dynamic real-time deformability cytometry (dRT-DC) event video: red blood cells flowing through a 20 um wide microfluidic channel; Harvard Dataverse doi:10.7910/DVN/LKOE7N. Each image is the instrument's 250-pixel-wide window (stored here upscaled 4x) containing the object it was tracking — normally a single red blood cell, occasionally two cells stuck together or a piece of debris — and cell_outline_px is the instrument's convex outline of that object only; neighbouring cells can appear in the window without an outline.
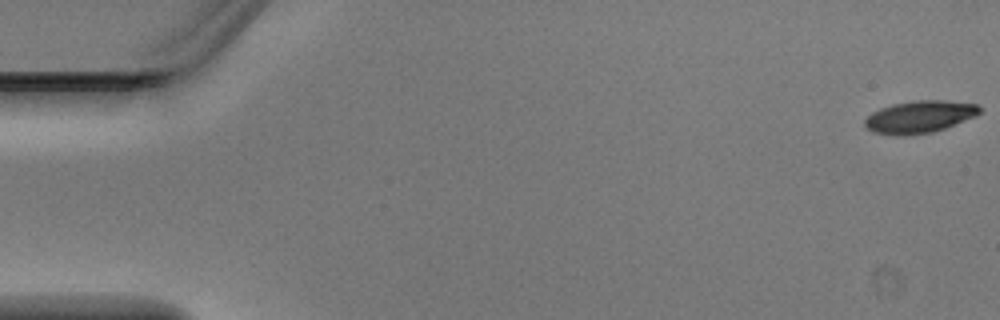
{"species": "Egyptian fruit bat (a non-hibernating species)", "species_latin": "Rousettus aegyptiacus", "temperature_condition": "warm", "stored_images_in_passage": 4, "camera_frame_rate_fps": 3000, "um_per_image_px": 0.085, "animal": {"sex": "male"}, "frame": {"image": 1, "passage_image": 1, "time_ms": 0.0, "image_size_px": [1000, 320], "cell_outline_px": [[980, 112], [976, 116], [944, 128], [932, 132], [904, 136], [872, 132], [864, 124], [864, 120], [872, 112], [880, 108], [892, 104], [916, 100], [944, 100], [976, 104], [980, 108]], "centroid_in_image_um": [78.14, 9.92], "position_along_channel_um": 6.9, "area_um2": 21.44}}
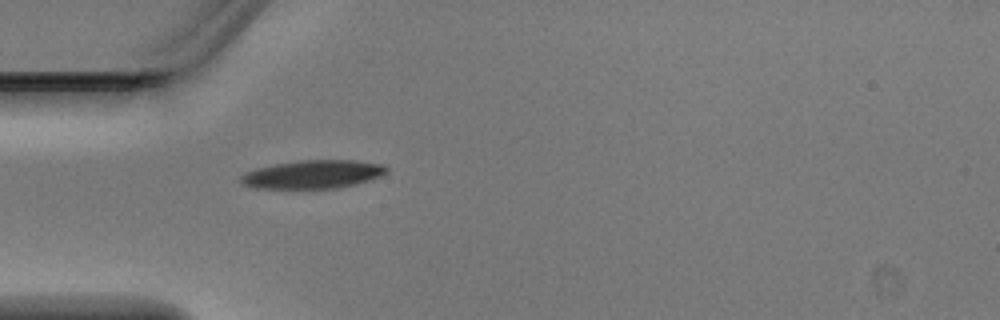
{"frame": {"image": 2, "passage_image": 4, "time_ms": 1.0, "image_size_px": [1000, 320], "cell_outline_px": [[388, 172], [380, 176], [352, 184], [336, 188], [256, 188], [244, 184], [240, 180], [240, 176], [244, 172], [256, 168], [276, 164], [300, 160], [356, 160], [384, 164], [388, 168]], "centroid_in_image_um": [26.59, 14.8], "position_along_channel_um": 58.4, "area_um2": 23.87}}